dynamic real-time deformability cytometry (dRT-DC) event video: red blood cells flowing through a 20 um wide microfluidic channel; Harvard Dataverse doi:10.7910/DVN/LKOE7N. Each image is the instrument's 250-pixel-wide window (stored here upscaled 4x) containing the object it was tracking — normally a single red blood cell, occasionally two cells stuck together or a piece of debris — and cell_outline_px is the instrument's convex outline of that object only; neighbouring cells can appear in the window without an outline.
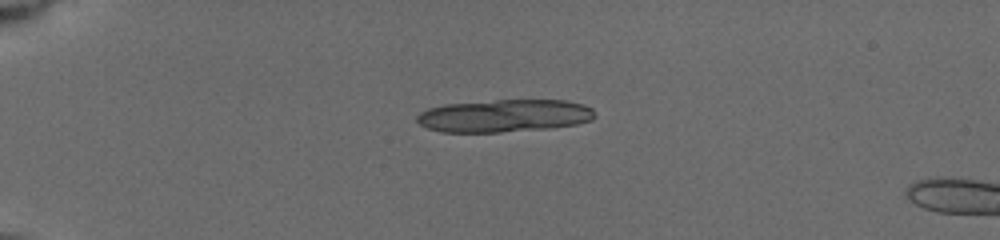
{"species": "common noctule bat (a hibernating species)", "species_latin": "Nyctalus noctula", "temperature_condition": "cold", "stored_images_in_passage": 3, "camera_frame_rate_fps": 3000, "um_per_image_px": 0.085, "animal": {"sex": "female", "body_mass_g": 19.5, "forearm_length_mm": 54.1}, "frame": {"image": 1, "passage_image": 1, "time_ms": 0.0, "image_size_px": [1000, 240], "cell_outline_px": [[596, 116], [592, 120], [576, 124], [548, 128], [500, 132], [440, 132], [428, 128], [420, 124], [416, 120], [416, 116], [420, 112], [428, 108], [448, 104], [496, 100], [564, 100], [580, 104], [592, 108]], "centroid_in_image_um": [42.85, 9.84], "position_along_channel_um": 42.2, "area_um2": 33.7}}